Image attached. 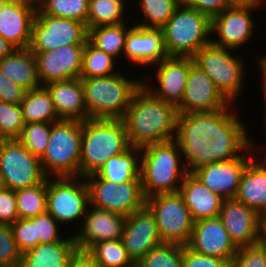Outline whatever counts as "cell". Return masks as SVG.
I'll use <instances>...</instances> for the list:
<instances>
[{
	"mask_svg": "<svg viewBox=\"0 0 266 267\" xmlns=\"http://www.w3.org/2000/svg\"><path fill=\"white\" fill-rule=\"evenodd\" d=\"M0 171L6 188L14 191L41 184L48 178L40 158L17 139L0 140Z\"/></svg>",
	"mask_w": 266,
	"mask_h": 267,
	"instance_id": "14",
	"label": "cell"
},
{
	"mask_svg": "<svg viewBox=\"0 0 266 267\" xmlns=\"http://www.w3.org/2000/svg\"><path fill=\"white\" fill-rule=\"evenodd\" d=\"M193 63L192 57L167 56L160 63L150 67L155 74L148 73L142 76V85L155 97L178 106Z\"/></svg>",
	"mask_w": 266,
	"mask_h": 267,
	"instance_id": "15",
	"label": "cell"
},
{
	"mask_svg": "<svg viewBox=\"0 0 266 267\" xmlns=\"http://www.w3.org/2000/svg\"><path fill=\"white\" fill-rule=\"evenodd\" d=\"M0 71L8 79L29 91L41 87L34 53L29 49H15L0 59Z\"/></svg>",
	"mask_w": 266,
	"mask_h": 267,
	"instance_id": "28",
	"label": "cell"
},
{
	"mask_svg": "<svg viewBox=\"0 0 266 267\" xmlns=\"http://www.w3.org/2000/svg\"><path fill=\"white\" fill-rule=\"evenodd\" d=\"M15 242L22 253L38 245L35 239L34 223L30 219L18 218L11 224Z\"/></svg>",
	"mask_w": 266,
	"mask_h": 267,
	"instance_id": "45",
	"label": "cell"
},
{
	"mask_svg": "<svg viewBox=\"0 0 266 267\" xmlns=\"http://www.w3.org/2000/svg\"><path fill=\"white\" fill-rule=\"evenodd\" d=\"M50 133L51 123H28L24 125L17 140L33 155L41 158L46 152Z\"/></svg>",
	"mask_w": 266,
	"mask_h": 267,
	"instance_id": "40",
	"label": "cell"
},
{
	"mask_svg": "<svg viewBox=\"0 0 266 267\" xmlns=\"http://www.w3.org/2000/svg\"><path fill=\"white\" fill-rule=\"evenodd\" d=\"M235 199L260 216L266 213V159L260 153L247 164Z\"/></svg>",
	"mask_w": 266,
	"mask_h": 267,
	"instance_id": "27",
	"label": "cell"
},
{
	"mask_svg": "<svg viewBox=\"0 0 266 267\" xmlns=\"http://www.w3.org/2000/svg\"><path fill=\"white\" fill-rule=\"evenodd\" d=\"M126 267H143L139 261L137 262H132L129 266H126Z\"/></svg>",
	"mask_w": 266,
	"mask_h": 267,
	"instance_id": "58",
	"label": "cell"
},
{
	"mask_svg": "<svg viewBox=\"0 0 266 267\" xmlns=\"http://www.w3.org/2000/svg\"><path fill=\"white\" fill-rule=\"evenodd\" d=\"M145 206L154 215L163 243L188 244L194 220L179 192L153 195Z\"/></svg>",
	"mask_w": 266,
	"mask_h": 267,
	"instance_id": "11",
	"label": "cell"
},
{
	"mask_svg": "<svg viewBox=\"0 0 266 267\" xmlns=\"http://www.w3.org/2000/svg\"><path fill=\"white\" fill-rule=\"evenodd\" d=\"M11 0H0V12Z\"/></svg>",
	"mask_w": 266,
	"mask_h": 267,
	"instance_id": "56",
	"label": "cell"
},
{
	"mask_svg": "<svg viewBox=\"0 0 266 267\" xmlns=\"http://www.w3.org/2000/svg\"><path fill=\"white\" fill-rule=\"evenodd\" d=\"M89 191V205L129 216L146 205L141 182L112 183L96 174L85 177Z\"/></svg>",
	"mask_w": 266,
	"mask_h": 267,
	"instance_id": "13",
	"label": "cell"
},
{
	"mask_svg": "<svg viewBox=\"0 0 266 267\" xmlns=\"http://www.w3.org/2000/svg\"><path fill=\"white\" fill-rule=\"evenodd\" d=\"M232 262L196 253L187 246L183 248V267H232Z\"/></svg>",
	"mask_w": 266,
	"mask_h": 267,
	"instance_id": "46",
	"label": "cell"
},
{
	"mask_svg": "<svg viewBox=\"0 0 266 267\" xmlns=\"http://www.w3.org/2000/svg\"><path fill=\"white\" fill-rule=\"evenodd\" d=\"M89 0H40L37 7L46 15L74 19L86 25Z\"/></svg>",
	"mask_w": 266,
	"mask_h": 267,
	"instance_id": "38",
	"label": "cell"
},
{
	"mask_svg": "<svg viewBox=\"0 0 266 267\" xmlns=\"http://www.w3.org/2000/svg\"><path fill=\"white\" fill-rule=\"evenodd\" d=\"M77 251L75 241L39 244L23 253L20 267H67Z\"/></svg>",
	"mask_w": 266,
	"mask_h": 267,
	"instance_id": "29",
	"label": "cell"
},
{
	"mask_svg": "<svg viewBox=\"0 0 266 267\" xmlns=\"http://www.w3.org/2000/svg\"><path fill=\"white\" fill-rule=\"evenodd\" d=\"M19 218L30 219L47 212V179L32 187L15 191Z\"/></svg>",
	"mask_w": 266,
	"mask_h": 267,
	"instance_id": "37",
	"label": "cell"
},
{
	"mask_svg": "<svg viewBox=\"0 0 266 267\" xmlns=\"http://www.w3.org/2000/svg\"><path fill=\"white\" fill-rule=\"evenodd\" d=\"M22 255L11 225L0 222V267H20Z\"/></svg>",
	"mask_w": 266,
	"mask_h": 267,
	"instance_id": "43",
	"label": "cell"
},
{
	"mask_svg": "<svg viewBox=\"0 0 266 267\" xmlns=\"http://www.w3.org/2000/svg\"><path fill=\"white\" fill-rule=\"evenodd\" d=\"M121 241L133 262L163 243L154 215L146 206L126 216Z\"/></svg>",
	"mask_w": 266,
	"mask_h": 267,
	"instance_id": "22",
	"label": "cell"
},
{
	"mask_svg": "<svg viewBox=\"0 0 266 267\" xmlns=\"http://www.w3.org/2000/svg\"><path fill=\"white\" fill-rule=\"evenodd\" d=\"M259 153L254 143L243 155L238 158L217 161L199 167L192 173L209 189L223 199L235 198L241 177L247 164Z\"/></svg>",
	"mask_w": 266,
	"mask_h": 267,
	"instance_id": "16",
	"label": "cell"
},
{
	"mask_svg": "<svg viewBox=\"0 0 266 267\" xmlns=\"http://www.w3.org/2000/svg\"><path fill=\"white\" fill-rule=\"evenodd\" d=\"M30 220L34 223L35 239H38V245L58 241H74L73 233L64 235L63 226L48 212L32 217Z\"/></svg>",
	"mask_w": 266,
	"mask_h": 267,
	"instance_id": "41",
	"label": "cell"
},
{
	"mask_svg": "<svg viewBox=\"0 0 266 267\" xmlns=\"http://www.w3.org/2000/svg\"><path fill=\"white\" fill-rule=\"evenodd\" d=\"M20 105L25 124L60 121L50 94L44 86L27 91Z\"/></svg>",
	"mask_w": 266,
	"mask_h": 267,
	"instance_id": "33",
	"label": "cell"
},
{
	"mask_svg": "<svg viewBox=\"0 0 266 267\" xmlns=\"http://www.w3.org/2000/svg\"><path fill=\"white\" fill-rule=\"evenodd\" d=\"M184 245L162 243L152 248L139 263L143 267H183Z\"/></svg>",
	"mask_w": 266,
	"mask_h": 267,
	"instance_id": "39",
	"label": "cell"
},
{
	"mask_svg": "<svg viewBox=\"0 0 266 267\" xmlns=\"http://www.w3.org/2000/svg\"><path fill=\"white\" fill-rule=\"evenodd\" d=\"M264 4L234 3L222 13L214 16L211 26V42L216 46L235 51L246 46L254 39L253 35L258 28L257 20L259 19H254V13L261 12V8L265 9Z\"/></svg>",
	"mask_w": 266,
	"mask_h": 267,
	"instance_id": "10",
	"label": "cell"
},
{
	"mask_svg": "<svg viewBox=\"0 0 266 267\" xmlns=\"http://www.w3.org/2000/svg\"><path fill=\"white\" fill-rule=\"evenodd\" d=\"M179 193L194 221L219 216L224 199L205 186L193 173L184 177Z\"/></svg>",
	"mask_w": 266,
	"mask_h": 267,
	"instance_id": "26",
	"label": "cell"
},
{
	"mask_svg": "<svg viewBox=\"0 0 266 267\" xmlns=\"http://www.w3.org/2000/svg\"><path fill=\"white\" fill-rule=\"evenodd\" d=\"M24 125L20 104L0 102V140L18 139Z\"/></svg>",
	"mask_w": 266,
	"mask_h": 267,
	"instance_id": "42",
	"label": "cell"
},
{
	"mask_svg": "<svg viewBox=\"0 0 266 267\" xmlns=\"http://www.w3.org/2000/svg\"><path fill=\"white\" fill-rule=\"evenodd\" d=\"M84 47L85 45H65L48 52H33L41 85L79 78Z\"/></svg>",
	"mask_w": 266,
	"mask_h": 267,
	"instance_id": "20",
	"label": "cell"
},
{
	"mask_svg": "<svg viewBox=\"0 0 266 267\" xmlns=\"http://www.w3.org/2000/svg\"><path fill=\"white\" fill-rule=\"evenodd\" d=\"M232 267H266V246L259 242L238 248Z\"/></svg>",
	"mask_w": 266,
	"mask_h": 267,
	"instance_id": "44",
	"label": "cell"
},
{
	"mask_svg": "<svg viewBox=\"0 0 266 267\" xmlns=\"http://www.w3.org/2000/svg\"><path fill=\"white\" fill-rule=\"evenodd\" d=\"M187 174L180 148L174 139L141 148L140 179L146 198L179 192Z\"/></svg>",
	"mask_w": 266,
	"mask_h": 267,
	"instance_id": "3",
	"label": "cell"
},
{
	"mask_svg": "<svg viewBox=\"0 0 266 267\" xmlns=\"http://www.w3.org/2000/svg\"><path fill=\"white\" fill-rule=\"evenodd\" d=\"M82 121L60 120L51 123L46 152L40 158L48 177L80 176Z\"/></svg>",
	"mask_w": 266,
	"mask_h": 267,
	"instance_id": "8",
	"label": "cell"
},
{
	"mask_svg": "<svg viewBox=\"0 0 266 267\" xmlns=\"http://www.w3.org/2000/svg\"><path fill=\"white\" fill-rule=\"evenodd\" d=\"M127 1L128 0H89L86 20L87 29L103 25L126 23L128 19L132 20L131 18H133V16H128L130 15L128 11L131 10H127L130 9L129 4L131 3H129L130 0Z\"/></svg>",
	"mask_w": 266,
	"mask_h": 267,
	"instance_id": "32",
	"label": "cell"
},
{
	"mask_svg": "<svg viewBox=\"0 0 266 267\" xmlns=\"http://www.w3.org/2000/svg\"><path fill=\"white\" fill-rule=\"evenodd\" d=\"M260 242L266 246V219H261Z\"/></svg>",
	"mask_w": 266,
	"mask_h": 267,
	"instance_id": "53",
	"label": "cell"
},
{
	"mask_svg": "<svg viewBox=\"0 0 266 267\" xmlns=\"http://www.w3.org/2000/svg\"><path fill=\"white\" fill-rule=\"evenodd\" d=\"M35 0H11L0 12V36L16 49L29 47Z\"/></svg>",
	"mask_w": 266,
	"mask_h": 267,
	"instance_id": "24",
	"label": "cell"
},
{
	"mask_svg": "<svg viewBox=\"0 0 266 267\" xmlns=\"http://www.w3.org/2000/svg\"><path fill=\"white\" fill-rule=\"evenodd\" d=\"M119 64L116 58L97 49L87 40L83 50L79 78L104 77L116 74L121 71L118 67Z\"/></svg>",
	"mask_w": 266,
	"mask_h": 267,
	"instance_id": "35",
	"label": "cell"
},
{
	"mask_svg": "<svg viewBox=\"0 0 266 267\" xmlns=\"http://www.w3.org/2000/svg\"><path fill=\"white\" fill-rule=\"evenodd\" d=\"M131 2H136V4H131V7L138 5L135 8L140 10L139 15L144 16L138 18L137 14L138 20L134 19L133 24L145 28H162L181 4L179 0H130ZM139 19L142 20L139 22Z\"/></svg>",
	"mask_w": 266,
	"mask_h": 267,
	"instance_id": "34",
	"label": "cell"
},
{
	"mask_svg": "<svg viewBox=\"0 0 266 267\" xmlns=\"http://www.w3.org/2000/svg\"><path fill=\"white\" fill-rule=\"evenodd\" d=\"M211 26L208 15L181 3L161 28L167 55L193 57L211 43Z\"/></svg>",
	"mask_w": 266,
	"mask_h": 267,
	"instance_id": "6",
	"label": "cell"
},
{
	"mask_svg": "<svg viewBox=\"0 0 266 267\" xmlns=\"http://www.w3.org/2000/svg\"><path fill=\"white\" fill-rule=\"evenodd\" d=\"M120 71L104 77L81 78L87 119H122L142 77L131 78Z\"/></svg>",
	"mask_w": 266,
	"mask_h": 267,
	"instance_id": "4",
	"label": "cell"
},
{
	"mask_svg": "<svg viewBox=\"0 0 266 267\" xmlns=\"http://www.w3.org/2000/svg\"><path fill=\"white\" fill-rule=\"evenodd\" d=\"M186 246L196 253L229 261L238 251L219 217L194 221Z\"/></svg>",
	"mask_w": 266,
	"mask_h": 267,
	"instance_id": "23",
	"label": "cell"
},
{
	"mask_svg": "<svg viewBox=\"0 0 266 267\" xmlns=\"http://www.w3.org/2000/svg\"><path fill=\"white\" fill-rule=\"evenodd\" d=\"M218 217L237 248L260 242L261 216L244 203L224 199Z\"/></svg>",
	"mask_w": 266,
	"mask_h": 267,
	"instance_id": "21",
	"label": "cell"
},
{
	"mask_svg": "<svg viewBox=\"0 0 266 267\" xmlns=\"http://www.w3.org/2000/svg\"><path fill=\"white\" fill-rule=\"evenodd\" d=\"M234 52L211 42L199 49L192 58L194 64L212 79L221 93L231 103L238 104L246 88L247 58L241 56V52Z\"/></svg>",
	"mask_w": 266,
	"mask_h": 267,
	"instance_id": "7",
	"label": "cell"
},
{
	"mask_svg": "<svg viewBox=\"0 0 266 267\" xmlns=\"http://www.w3.org/2000/svg\"><path fill=\"white\" fill-rule=\"evenodd\" d=\"M44 87L50 94L60 120L87 119L81 78L53 81Z\"/></svg>",
	"mask_w": 266,
	"mask_h": 267,
	"instance_id": "25",
	"label": "cell"
},
{
	"mask_svg": "<svg viewBox=\"0 0 266 267\" xmlns=\"http://www.w3.org/2000/svg\"><path fill=\"white\" fill-rule=\"evenodd\" d=\"M261 53H259V55L257 54V58H255L256 60V62H255V64H252V65H258V69H259V73H261V75L259 76L260 77V82H261V91H263V92H261V93H263V94H261V95H263V97H264V99H263V104H264V109H265V111H264V113L263 114H265L264 115V119L263 120H265L264 121V123H263V125L264 126H266V53H265V55H264V53L263 54H261Z\"/></svg>",
	"mask_w": 266,
	"mask_h": 267,
	"instance_id": "50",
	"label": "cell"
},
{
	"mask_svg": "<svg viewBox=\"0 0 266 267\" xmlns=\"http://www.w3.org/2000/svg\"><path fill=\"white\" fill-rule=\"evenodd\" d=\"M19 218L14 190L3 188L0 190V222L12 224Z\"/></svg>",
	"mask_w": 266,
	"mask_h": 267,
	"instance_id": "47",
	"label": "cell"
},
{
	"mask_svg": "<svg viewBox=\"0 0 266 267\" xmlns=\"http://www.w3.org/2000/svg\"><path fill=\"white\" fill-rule=\"evenodd\" d=\"M141 148L129 147L125 152L109 158L95 174L112 183L141 182Z\"/></svg>",
	"mask_w": 266,
	"mask_h": 267,
	"instance_id": "30",
	"label": "cell"
},
{
	"mask_svg": "<svg viewBox=\"0 0 266 267\" xmlns=\"http://www.w3.org/2000/svg\"><path fill=\"white\" fill-rule=\"evenodd\" d=\"M47 212L65 230L81 225L89 206V191L84 177L63 176L47 178ZM81 220V221H80ZM73 223V224H72ZM70 224H72L70 226ZM71 227V228H70Z\"/></svg>",
	"mask_w": 266,
	"mask_h": 267,
	"instance_id": "9",
	"label": "cell"
},
{
	"mask_svg": "<svg viewBox=\"0 0 266 267\" xmlns=\"http://www.w3.org/2000/svg\"><path fill=\"white\" fill-rule=\"evenodd\" d=\"M87 39L84 23L46 15L37 7L28 48L32 52H48L65 45H85Z\"/></svg>",
	"mask_w": 266,
	"mask_h": 267,
	"instance_id": "12",
	"label": "cell"
},
{
	"mask_svg": "<svg viewBox=\"0 0 266 267\" xmlns=\"http://www.w3.org/2000/svg\"><path fill=\"white\" fill-rule=\"evenodd\" d=\"M86 253L99 267H126L133 262L121 239L97 242Z\"/></svg>",
	"mask_w": 266,
	"mask_h": 267,
	"instance_id": "36",
	"label": "cell"
},
{
	"mask_svg": "<svg viewBox=\"0 0 266 267\" xmlns=\"http://www.w3.org/2000/svg\"><path fill=\"white\" fill-rule=\"evenodd\" d=\"M239 109L238 104L231 103L214 112L178 115L174 140L188 173L213 162L238 158L255 143L249 135L250 127L238 115Z\"/></svg>",
	"mask_w": 266,
	"mask_h": 267,
	"instance_id": "1",
	"label": "cell"
},
{
	"mask_svg": "<svg viewBox=\"0 0 266 267\" xmlns=\"http://www.w3.org/2000/svg\"><path fill=\"white\" fill-rule=\"evenodd\" d=\"M233 3H265L263 0H231Z\"/></svg>",
	"mask_w": 266,
	"mask_h": 267,
	"instance_id": "54",
	"label": "cell"
},
{
	"mask_svg": "<svg viewBox=\"0 0 266 267\" xmlns=\"http://www.w3.org/2000/svg\"><path fill=\"white\" fill-rule=\"evenodd\" d=\"M178 115L177 106L155 97L141 85L122 117L130 146L144 148L173 140Z\"/></svg>",
	"mask_w": 266,
	"mask_h": 267,
	"instance_id": "2",
	"label": "cell"
},
{
	"mask_svg": "<svg viewBox=\"0 0 266 267\" xmlns=\"http://www.w3.org/2000/svg\"><path fill=\"white\" fill-rule=\"evenodd\" d=\"M264 129H266V126H263ZM266 132V130H264V133ZM261 144H259V146L257 145L259 153L262 154L263 153V157L266 159V145H263L262 147L260 146ZM265 146V147H264ZM264 147V148H263ZM263 149V150H262ZM261 150V151H260Z\"/></svg>",
	"mask_w": 266,
	"mask_h": 267,
	"instance_id": "55",
	"label": "cell"
},
{
	"mask_svg": "<svg viewBox=\"0 0 266 267\" xmlns=\"http://www.w3.org/2000/svg\"><path fill=\"white\" fill-rule=\"evenodd\" d=\"M6 188L5 183H4V179H3V175L0 171V190Z\"/></svg>",
	"mask_w": 266,
	"mask_h": 267,
	"instance_id": "57",
	"label": "cell"
},
{
	"mask_svg": "<svg viewBox=\"0 0 266 267\" xmlns=\"http://www.w3.org/2000/svg\"><path fill=\"white\" fill-rule=\"evenodd\" d=\"M67 267H99L86 252L77 251Z\"/></svg>",
	"mask_w": 266,
	"mask_h": 267,
	"instance_id": "51",
	"label": "cell"
},
{
	"mask_svg": "<svg viewBox=\"0 0 266 267\" xmlns=\"http://www.w3.org/2000/svg\"><path fill=\"white\" fill-rule=\"evenodd\" d=\"M130 147L122 119H86L82 121L80 176L101 169L106 161Z\"/></svg>",
	"mask_w": 266,
	"mask_h": 267,
	"instance_id": "5",
	"label": "cell"
},
{
	"mask_svg": "<svg viewBox=\"0 0 266 267\" xmlns=\"http://www.w3.org/2000/svg\"><path fill=\"white\" fill-rule=\"evenodd\" d=\"M16 48L0 36V59L11 54Z\"/></svg>",
	"mask_w": 266,
	"mask_h": 267,
	"instance_id": "52",
	"label": "cell"
},
{
	"mask_svg": "<svg viewBox=\"0 0 266 267\" xmlns=\"http://www.w3.org/2000/svg\"><path fill=\"white\" fill-rule=\"evenodd\" d=\"M131 22L90 28L88 29L87 40L97 49L113 56L119 63H122L121 59L123 58L121 57H123L127 31L133 26V22Z\"/></svg>",
	"mask_w": 266,
	"mask_h": 267,
	"instance_id": "31",
	"label": "cell"
},
{
	"mask_svg": "<svg viewBox=\"0 0 266 267\" xmlns=\"http://www.w3.org/2000/svg\"><path fill=\"white\" fill-rule=\"evenodd\" d=\"M261 219H266V213L261 216Z\"/></svg>",
	"mask_w": 266,
	"mask_h": 267,
	"instance_id": "59",
	"label": "cell"
},
{
	"mask_svg": "<svg viewBox=\"0 0 266 267\" xmlns=\"http://www.w3.org/2000/svg\"><path fill=\"white\" fill-rule=\"evenodd\" d=\"M27 90L8 79L0 71V102L21 104Z\"/></svg>",
	"mask_w": 266,
	"mask_h": 267,
	"instance_id": "49",
	"label": "cell"
},
{
	"mask_svg": "<svg viewBox=\"0 0 266 267\" xmlns=\"http://www.w3.org/2000/svg\"><path fill=\"white\" fill-rule=\"evenodd\" d=\"M126 216L88 206L82 223L73 234L77 250L86 252L92 245L104 240H120Z\"/></svg>",
	"mask_w": 266,
	"mask_h": 267,
	"instance_id": "18",
	"label": "cell"
},
{
	"mask_svg": "<svg viewBox=\"0 0 266 267\" xmlns=\"http://www.w3.org/2000/svg\"><path fill=\"white\" fill-rule=\"evenodd\" d=\"M182 3L205 13L211 19L234 4L231 0H183Z\"/></svg>",
	"mask_w": 266,
	"mask_h": 267,
	"instance_id": "48",
	"label": "cell"
},
{
	"mask_svg": "<svg viewBox=\"0 0 266 267\" xmlns=\"http://www.w3.org/2000/svg\"><path fill=\"white\" fill-rule=\"evenodd\" d=\"M230 104L212 79L193 63L182 100L177 106L178 113L214 112Z\"/></svg>",
	"mask_w": 266,
	"mask_h": 267,
	"instance_id": "17",
	"label": "cell"
},
{
	"mask_svg": "<svg viewBox=\"0 0 266 267\" xmlns=\"http://www.w3.org/2000/svg\"><path fill=\"white\" fill-rule=\"evenodd\" d=\"M124 60L130 63L131 67L140 68L145 72L157 63H160L168 55L164 47L163 31L161 28H145L133 24L127 31L123 51ZM126 58V59H125ZM142 68V69H141Z\"/></svg>",
	"mask_w": 266,
	"mask_h": 267,
	"instance_id": "19",
	"label": "cell"
}]
</instances>
